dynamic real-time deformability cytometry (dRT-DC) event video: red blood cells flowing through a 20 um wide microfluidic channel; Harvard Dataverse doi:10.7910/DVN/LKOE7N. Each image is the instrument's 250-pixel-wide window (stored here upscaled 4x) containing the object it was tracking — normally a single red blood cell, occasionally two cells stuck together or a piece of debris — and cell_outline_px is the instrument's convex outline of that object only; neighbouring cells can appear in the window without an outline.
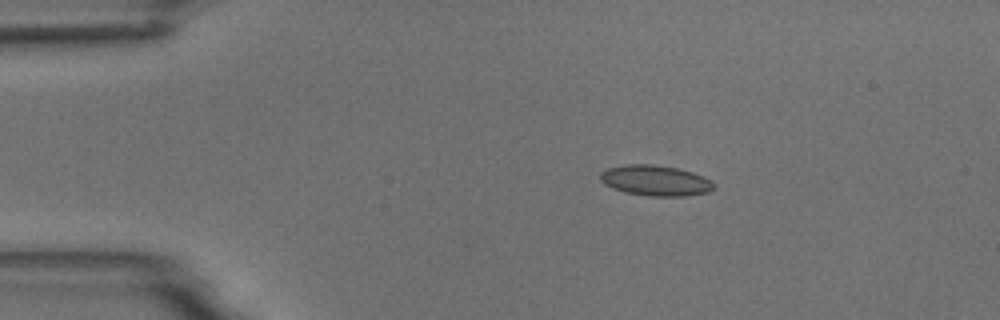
{"species": "common noctule bat (a hibernating species)", "species_latin": "Nyctalus noctula", "temperature_condition": "room temperature", "stored_images_in_passage": 5, "camera_frame_rate_fps": 3000, "um_per_image_px": 0.085, "animal": {"sex": "male", "body_mass_g": 18.8}, "frame": {"image": 1, "passage_image": 2, "time_ms": 1.0, "image_size_px": [1000, 320], "cell_outline_px": [[716, 188], [708, 192], [684, 196], [648, 196], [628, 192], [612, 188], [604, 184], [600, 180], [600, 172], [608, 168], [624, 164], [656, 164], [676, 168], [692, 172], [704, 176], [712, 180], [716, 184]], "centroid_in_image_um": [55.74, 15.34], "position_along_channel_um": 29.3, "area_um2": 20.4}}
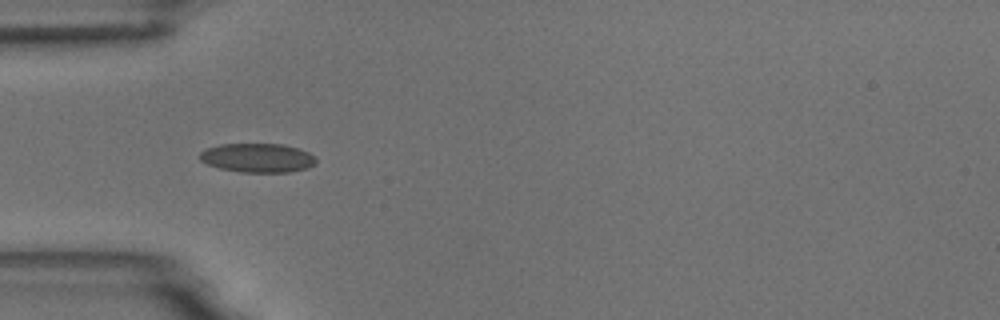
{"frame": {"image": 2, "passage_image": 4, "time_ms": 3.333, "image_size_px": [1000, 320], "cell_outline_px": [[316, 164], [308, 168], [288, 172], [240, 172], [220, 168], [208, 164], [200, 160], [200, 152], [208, 148], [220, 144], [280, 144], [296, 148], [308, 152], [316, 160]], "centroid_in_image_um": [21.89, 13.42], "position_along_channel_um": 63.1, "area_um2": 19.48}}